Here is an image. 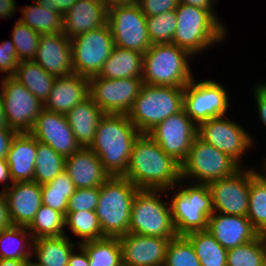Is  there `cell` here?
I'll return each mask as SVG.
<instances>
[{
    "instance_id": "cell-31",
    "label": "cell",
    "mask_w": 266,
    "mask_h": 266,
    "mask_svg": "<svg viewBox=\"0 0 266 266\" xmlns=\"http://www.w3.org/2000/svg\"><path fill=\"white\" fill-rule=\"evenodd\" d=\"M250 166L249 208L247 218L253 227L266 235V172Z\"/></svg>"
},
{
    "instance_id": "cell-2",
    "label": "cell",
    "mask_w": 266,
    "mask_h": 266,
    "mask_svg": "<svg viewBox=\"0 0 266 266\" xmlns=\"http://www.w3.org/2000/svg\"><path fill=\"white\" fill-rule=\"evenodd\" d=\"M139 134L127 114H105L88 148L100 158L110 176H124L132 146Z\"/></svg>"
},
{
    "instance_id": "cell-47",
    "label": "cell",
    "mask_w": 266,
    "mask_h": 266,
    "mask_svg": "<svg viewBox=\"0 0 266 266\" xmlns=\"http://www.w3.org/2000/svg\"><path fill=\"white\" fill-rule=\"evenodd\" d=\"M253 87V96H254V103L256 105V110L259 115V120H261V124L264 125L266 129V86L257 81Z\"/></svg>"
},
{
    "instance_id": "cell-4",
    "label": "cell",
    "mask_w": 266,
    "mask_h": 266,
    "mask_svg": "<svg viewBox=\"0 0 266 266\" xmlns=\"http://www.w3.org/2000/svg\"><path fill=\"white\" fill-rule=\"evenodd\" d=\"M193 57L173 43L152 44L144 53L143 84L184 88L195 78Z\"/></svg>"
},
{
    "instance_id": "cell-35",
    "label": "cell",
    "mask_w": 266,
    "mask_h": 266,
    "mask_svg": "<svg viewBox=\"0 0 266 266\" xmlns=\"http://www.w3.org/2000/svg\"><path fill=\"white\" fill-rule=\"evenodd\" d=\"M89 258V266H123L118 237H103L81 243Z\"/></svg>"
},
{
    "instance_id": "cell-45",
    "label": "cell",
    "mask_w": 266,
    "mask_h": 266,
    "mask_svg": "<svg viewBox=\"0 0 266 266\" xmlns=\"http://www.w3.org/2000/svg\"><path fill=\"white\" fill-rule=\"evenodd\" d=\"M19 63L12 39L0 42V72L5 73L1 77H13Z\"/></svg>"
},
{
    "instance_id": "cell-53",
    "label": "cell",
    "mask_w": 266,
    "mask_h": 266,
    "mask_svg": "<svg viewBox=\"0 0 266 266\" xmlns=\"http://www.w3.org/2000/svg\"><path fill=\"white\" fill-rule=\"evenodd\" d=\"M0 184L3 188L2 191L10 188L13 184L6 158L0 159Z\"/></svg>"
},
{
    "instance_id": "cell-39",
    "label": "cell",
    "mask_w": 266,
    "mask_h": 266,
    "mask_svg": "<svg viewBox=\"0 0 266 266\" xmlns=\"http://www.w3.org/2000/svg\"><path fill=\"white\" fill-rule=\"evenodd\" d=\"M34 239L67 235L65 216L47 205L42 204L31 224L27 227Z\"/></svg>"
},
{
    "instance_id": "cell-55",
    "label": "cell",
    "mask_w": 266,
    "mask_h": 266,
    "mask_svg": "<svg viewBox=\"0 0 266 266\" xmlns=\"http://www.w3.org/2000/svg\"><path fill=\"white\" fill-rule=\"evenodd\" d=\"M99 3H101L103 6H105L107 9L110 7L123 4V3H129L134 0H97Z\"/></svg>"
},
{
    "instance_id": "cell-27",
    "label": "cell",
    "mask_w": 266,
    "mask_h": 266,
    "mask_svg": "<svg viewBox=\"0 0 266 266\" xmlns=\"http://www.w3.org/2000/svg\"><path fill=\"white\" fill-rule=\"evenodd\" d=\"M104 115L105 113L90 97L65 115L81 147H89L93 142L98 123Z\"/></svg>"
},
{
    "instance_id": "cell-18",
    "label": "cell",
    "mask_w": 266,
    "mask_h": 266,
    "mask_svg": "<svg viewBox=\"0 0 266 266\" xmlns=\"http://www.w3.org/2000/svg\"><path fill=\"white\" fill-rule=\"evenodd\" d=\"M30 133L37 141L49 145L64 158L81 148L63 114L43 109Z\"/></svg>"
},
{
    "instance_id": "cell-13",
    "label": "cell",
    "mask_w": 266,
    "mask_h": 266,
    "mask_svg": "<svg viewBox=\"0 0 266 266\" xmlns=\"http://www.w3.org/2000/svg\"><path fill=\"white\" fill-rule=\"evenodd\" d=\"M114 46L108 23L72 38L74 74L88 78L98 75Z\"/></svg>"
},
{
    "instance_id": "cell-28",
    "label": "cell",
    "mask_w": 266,
    "mask_h": 266,
    "mask_svg": "<svg viewBox=\"0 0 266 266\" xmlns=\"http://www.w3.org/2000/svg\"><path fill=\"white\" fill-rule=\"evenodd\" d=\"M144 54L114 46L98 73L100 78H142Z\"/></svg>"
},
{
    "instance_id": "cell-48",
    "label": "cell",
    "mask_w": 266,
    "mask_h": 266,
    "mask_svg": "<svg viewBox=\"0 0 266 266\" xmlns=\"http://www.w3.org/2000/svg\"><path fill=\"white\" fill-rule=\"evenodd\" d=\"M79 0H36L44 9L59 12L64 15Z\"/></svg>"
},
{
    "instance_id": "cell-26",
    "label": "cell",
    "mask_w": 266,
    "mask_h": 266,
    "mask_svg": "<svg viewBox=\"0 0 266 266\" xmlns=\"http://www.w3.org/2000/svg\"><path fill=\"white\" fill-rule=\"evenodd\" d=\"M37 139L31 133H17L7 153L13 183L34 181Z\"/></svg>"
},
{
    "instance_id": "cell-29",
    "label": "cell",
    "mask_w": 266,
    "mask_h": 266,
    "mask_svg": "<svg viewBox=\"0 0 266 266\" xmlns=\"http://www.w3.org/2000/svg\"><path fill=\"white\" fill-rule=\"evenodd\" d=\"M68 235L42 237L33 240L32 258L41 266H68L72 251L79 244Z\"/></svg>"
},
{
    "instance_id": "cell-50",
    "label": "cell",
    "mask_w": 266,
    "mask_h": 266,
    "mask_svg": "<svg viewBox=\"0 0 266 266\" xmlns=\"http://www.w3.org/2000/svg\"><path fill=\"white\" fill-rule=\"evenodd\" d=\"M68 266H89L88 255L80 245H78L70 254Z\"/></svg>"
},
{
    "instance_id": "cell-43",
    "label": "cell",
    "mask_w": 266,
    "mask_h": 266,
    "mask_svg": "<svg viewBox=\"0 0 266 266\" xmlns=\"http://www.w3.org/2000/svg\"><path fill=\"white\" fill-rule=\"evenodd\" d=\"M148 35L152 44L172 43L177 27L175 10L146 17Z\"/></svg>"
},
{
    "instance_id": "cell-37",
    "label": "cell",
    "mask_w": 266,
    "mask_h": 266,
    "mask_svg": "<svg viewBox=\"0 0 266 266\" xmlns=\"http://www.w3.org/2000/svg\"><path fill=\"white\" fill-rule=\"evenodd\" d=\"M65 160L52 147L37 141L34 181L43 185L54 180L65 170Z\"/></svg>"
},
{
    "instance_id": "cell-41",
    "label": "cell",
    "mask_w": 266,
    "mask_h": 266,
    "mask_svg": "<svg viewBox=\"0 0 266 266\" xmlns=\"http://www.w3.org/2000/svg\"><path fill=\"white\" fill-rule=\"evenodd\" d=\"M164 266H201L192 243L185 235L170 240Z\"/></svg>"
},
{
    "instance_id": "cell-24",
    "label": "cell",
    "mask_w": 266,
    "mask_h": 266,
    "mask_svg": "<svg viewBox=\"0 0 266 266\" xmlns=\"http://www.w3.org/2000/svg\"><path fill=\"white\" fill-rule=\"evenodd\" d=\"M65 171L77 189L100 187L110 177L100 158L88 147H81L66 158Z\"/></svg>"
},
{
    "instance_id": "cell-57",
    "label": "cell",
    "mask_w": 266,
    "mask_h": 266,
    "mask_svg": "<svg viewBox=\"0 0 266 266\" xmlns=\"http://www.w3.org/2000/svg\"><path fill=\"white\" fill-rule=\"evenodd\" d=\"M5 126H7V123L4 116L3 101L0 94V127H5Z\"/></svg>"
},
{
    "instance_id": "cell-44",
    "label": "cell",
    "mask_w": 266,
    "mask_h": 266,
    "mask_svg": "<svg viewBox=\"0 0 266 266\" xmlns=\"http://www.w3.org/2000/svg\"><path fill=\"white\" fill-rule=\"evenodd\" d=\"M100 187L79 188L69 198L67 212L95 211Z\"/></svg>"
},
{
    "instance_id": "cell-22",
    "label": "cell",
    "mask_w": 266,
    "mask_h": 266,
    "mask_svg": "<svg viewBox=\"0 0 266 266\" xmlns=\"http://www.w3.org/2000/svg\"><path fill=\"white\" fill-rule=\"evenodd\" d=\"M3 193L13 225L28 227L42 206L41 185L35 181L17 182Z\"/></svg>"
},
{
    "instance_id": "cell-6",
    "label": "cell",
    "mask_w": 266,
    "mask_h": 266,
    "mask_svg": "<svg viewBox=\"0 0 266 266\" xmlns=\"http://www.w3.org/2000/svg\"><path fill=\"white\" fill-rule=\"evenodd\" d=\"M184 182L181 179L178 185L167 189L174 192L169 203L177 235L207 230L208 219L214 213L208 184Z\"/></svg>"
},
{
    "instance_id": "cell-58",
    "label": "cell",
    "mask_w": 266,
    "mask_h": 266,
    "mask_svg": "<svg viewBox=\"0 0 266 266\" xmlns=\"http://www.w3.org/2000/svg\"><path fill=\"white\" fill-rule=\"evenodd\" d=\"M33 258H30L28 260H24V266H41L40 264H38L36 261H34Z\"/></svg>"
},
{
    "instance_id": "cell-1",
    "label": "cell",
    "mask_w": 266,
    "mask_h": 266,
    "mask_svg": "<svg viewBox=\"0 0 266 266\" xmlns=\"http://www.w3.org/2000/svg\"><path fill=\"white\" fill-rule=\"evenodd\" d=\"M123 177L138 189L167 190L180 182L181 165L147 133H140L132 146Z\"/></svg>"
},
{
    "instance_id": "cell-8",
    "label": "cell",
    "mask_w": 266,
    "mask_h": 266,
    "mask_svg": "<svg viewBox=\"0 0 266 266\" xmlns=\"http://www.w3.org/2000/svg\"><path fill=\"white\" fill-rule=\"evenodd\" d=\"M183 95L182 87L143 84L127 115L140 133H148L183 109Z\"/></svg>"
},
{
    "instance_id": "cell-33",
    "label": "cell",
    "mask_w": 266,
    "mask_h": 266,
    "mask_svg": "<svg viewBox=\"0 0 266 266\" xmlns=\"http://www.w3.org/2000/svg\"><path fill=\"white\" fill-rule=\"evenodd\" d=\"M33 1V4L19 7L22 16L18 20L40 35L63 33V15L46 10Z\"/></svg>"
},
{
    "instance_id": "cell-42",
    "label": "cell",
    "mask_w": 266,
    "mask_h": 266,
    "mask_svg": "<svg viewBox=\"0 0 266 266\" xmlns=\"http://www.w3.org/2000/svg\"><path fill=\"white\" fill-rule=\"evenodd\" d=\"M11 37L18 54L19 62L34 60L37 53L40 34L21 23L18 19L14 23Z\"/></svg>"
},
{
    "instance_id": "cell-16",
    "label": "cell",
    "mask_w": 266,
    "mask_h": 266,
    "mask_svg": "<svg viewBox=\"0 0 266 266\" xmlns=\"http://www.w3.org/2000/svg\"><path fill=\"white\" fill-rule=\"evenodd\" d=\"M147 134L168 156L181 165L190 151L191 144L198 136V126L182 109L163 120Z\"/></svg>"
},
{
    "instance_id": "cell-52",
    "label": "cell",
    "mask_w": 266,
    "mask_h": 266,
    "mask_svg": "<svg viewBox=\"0 0 266 266\" xmlns=\"http://www.w3.org/2000/svg\"><path fill=\"white\" fill-rule=\"evenodd\" d=\"M11 226H13V223L10 218L6 197L2 191L0 192V231Z\"/></svg>"
},
{
    "instance_id": "cell-19",
    "label": "cell",
    "mask_w": 266,
    "mask_h": 266,
    "mask_svg": "<svg viewBox=\"0 0 266 266\" xmlns=\"http://www.w3.org/2000/svg\"><path fill=\"white\" fill-rule=\"evenodd\" d=\"M123 266H164L171 239L127 233L118 237Z\"/></svg>"
},
{
    "instance_id": "cell-15",
    "label": "cell",
    "mask_w": 266,
    "mask_h": 266,
    "mask_svg": "<svg viewBox=\"0 0 266 266\" xmlns=\"http://www.w3.org/2000/svg\"><path fill=\"white\" fill-rule=\"evenodd\" d=\"M142 85V78L109 79L96 75L89 78V93L105 114H127Z\"/></svg>"
},
{
    "instance_id": "cell-30",
    "label": "cell",
    "mask_w": 266,
    "mask_h": 266,
    "mask_svg": "<svg viewBox=\"0 0 266 266\" xmlns=\"http://www.w3.org/2000/svg\"><path fill=\"white\" fill-rule=\"evenodd\" d=\"M13 78L44 104L49 97L56 77L45 71L34 60H29L21 61L18 64Z\"/></svg>"
},
{
    "instance_id": "cell-9",
    "label": "cell",
    "mask_w": 266,
    "mask_h": 266,
    "mask_svg": "<svg viewBox=\"0 0 266 266\" xmlns=\"http://www.w3.org/2000/svg\"><path fill=\"white\" fill-rule=\"evenodd\" d=\"M240 168L241 166L229 155L197 136L181 164V179L196 184H209L233 175Z\"/></svg>"
},
{
    "instance_id": "cell-25",
    "label": "cell",
    "mask_w": 266,
    "mask_h": 266,
    "mask_svg": "<svg viewBox=\"0 0 266 266\" xmlns=\"http://www.w3.org/2000/svg\"><path fill=\"white\" fill-rule=\"evenodd\" d=\"M108 9L97 0H79L63 15V33L72 39L107 24Z\"/></svg>"
},
{
    "instance_id": "cell-46",
    "label": "cell",
    "mask_w": 266,
    "mask_h": 266,
    "mask_svg": "<svg viewBox=\"0 0 266 266\" xmlns=\"http://www.w3.org/2000/svg\"><path fill=\"white\" fill-rule=\"evenodd\" d=\"M142 13L148 16H157L162 13L175 10L178 6V0H135Z\"/></svg>"
},
{
    "instance_id": "cell-34",
    "label": "cell",
    "mask_w": 266,
    "mask_h": 266,
    "mask_svg": "<svg viewBox=\"0 0 266 266\" xmlns=\"http://www.w3.org/2000/svg\"><path fill=\"white\" fill-rule=\"evenodd\" d=\"M185 236L192 243L201 266H227V250L208 230L193 231Z\"/></svg>"
},
{
    "instance_id": "cell-51",
    "label": "cell",
    "mask_w": 266,
    "mask_h": 266,
    "mask_svg": "<svg viewBox=\"0 0 266 266\" xmlns=\"http://www.w3.org/2000/svg\"><path fill=\"white\" fill-rule=\"evenodd\" d=\"M178 3L192 5L194 7L208 10L222 23V20H220L216 9H214L215 5H217V0H178Z\"/></svg>"
},
{
    "instance_id": "cell-36",
    "label": "cell",
    "mask_w": 266,
    "mask_h": 266,
    "mask_svg": "<svg viewBox=\"0 0 266 266\" xmlns=\"http://www.w3.org/2000/svg\"><path fill=\"white\" fill-rule=\"evenodd\" d=\"M77 188L68 173L62 171L54 180L41 185L42 204L67 214L68 201Z\"/></svg>"
},
{
    "instance_id": "cell-3",
    "label": "cell",
    "mask_w": 266,
    "mask_h": 266,
    "mask_svg": "<svg viewBox=\"0 0 266 266\" xmlns=\"http://www.w3.org/2000/svg\"><path fill=\"white\" fill-rule=\"evenodd\" d=\"M175 14L177 27L172 43L194 58L228 37L226 25L208 10L179 3Z\"/></svg>"
},
{
    "instance_id": "cell-17",
    "label": "cell",
    "mask_w": 266,
    "mask_h": 266,
    "mask_svg": "<svg viewBox=\"0 0 266 266\" xmlns=\"http://www.w3.org/2000/svg\"><path fill=\"white\" fill-rule=\"evenodd\" d=\"M214 212L247 216L249 208L250 167L208 184Z\"/></svg>"
},
{
    "instance_id": "cell-12",
    "label": "cell",
    "mask_w": 266,
    "mask_h": 266,
    "mask_svg": "<svg viewBox=\"0 0 266 266\" xmlns=\"http://www.w3.org/2000/svg\"><path fill=\"white\" fill-rule=\"evenodd\" d=\"M198 137L233 158L241 167L247 151L255 147V139L233 118L221 116L198 125Z\"/></svg>"
},
{
    "instance_id": "cell-23",
    "label": "cell",
    "mask_w": 266,
    "mask_h": 266,
    "mask_svg": "<svg viewBox=\"0 0 266 266\" xmlns=\"http://www.w3.org/2000/svg\"><path fill=\"white\" fill-rule=\"evenodd\" d=\"M90 97L89 78L72 74L56 77L43 109L66 115L77 104Z\"/></svg>"
},
{
    "instance_id": "cell-40",
    "label": "cell",
    "mask_w": 266,
    "mask_h": 266,
    "mask_svg": "<svg viewBox=\"0 0 266 266\" xmlns=\"http://www.w3.org/2000/svg\"><path fill=\"white\" fill-rule=\"evenodd\" d=\"M266 262V235L227 251V266H264Z\"/></svg>"
},
{
    "instance_id": "cell-11",
    "label": "cell",
    "mask_w": 266,
    "mask_h": 266,
    "mask_svg": "<svg viewBox=\"0 0 266 266\" xmlns=\"http://www.w3.org/2000/svg\"><path fill=\"white\" fill-rule=\"evenodd\" d=\"M107 23L115 46L142 54L151 47L146 16L135 0L110 7Z\"/></svg>"
},
{
    "instance_id": "cell-5",
    "label": "cell",
    "mask_w": 266,
    "mask_h": 266,
    "mask_svg": "<svg viewBox=\"0 0 266 266\" xmlns=\"http://www.w3.org/2000/svg\"><path fill=\"white\" fill-rule=\"evenodd\" d=\"M138 190L123 176H110L100 186L95 213L105 236L119 237L128 233L132 204Z\"/></svg>"
},
{
    "instance_id": "cell-21",
    "label": "cell",
    "mask_w": 266,
    "mask_h": 266,
    "mask_svg": "<svg viewBox=\"0 0 266 266\" xmlns=\"http://www.w3.org/2000/svg\"><path fill=\"white\" fill-rule=\"evenodd\" d=\"M207 230L227 251L251 242L260 235L247 216L217 212L209 217Z\"/></svg>"
},
{
    "instance_id": "cell-32",
    "label": "cell",
    "mask_w": 266,
    "mask_h": 266,
    "mask_svg": "<svg viewBox=\"0 0 266 266\" xmlns=\"http://www.w3.org/2000/svg\"><path fill=\"white\" fill-rule=\"evenodd\" d=\"M33 238L27 227L11 226L0 231V259L32 258Z\"/></svg>"
},
{
    "instance_id": "cell-7",
    "label": "cell",
    "mask_w": 266,
    "mask_h": 266,
    "mask_svg": "<svg viewBox=\"0 0 266 266\" xmlns=\"http://www.w3.org/2000/svg\"><path fill=\"white\" fill-rule=\"evenodd\" d=\"M170 190L139 189L131 209L128 233L173 239L177 236L171 214ZM165 201V202H164Z\"/></svg>"
},
{
    "instance_id": "cell-59",
    "label": "cell",
    "mask_w": 266,
    "mask_h": 266,
    "mask_svg": "<svg viewBox=\"0 0 266 266\" xmlns=\"http://www.w3.org/2000/svg\"><path fill=\"white\" fill-rule=\"evenodd\" d=\"M262 161H263V164L261 165L262 169L266 172V157L264 160L262 159Z\"/></svg>"
},
{
    "instance_id": "cell-20",
    "label": "cell",
    "mask_w": 266,
    "mask_h": 266,
    "mask_svg": "<svg viewBox=\"0 0 266 266\" xmlns=\"http://www.w3.org/2000/svg\"><path fill=\"white\" fill-rule=\"evenodd\" d=\"M34 61L55 77L74 74L71 39L64 33L41 35Z\"/></svg>"
},
{
    "instance_id": "cell-14",
    "label": "cell",
    "mask_w": 266,
    "mask_h": 266,
    "mask_svg": "<svg viewBox=\"0 0 266 266\" xmlns=\"http://www.w3.org/2000/svg\"><path fill=\"white\" fill-rule=\"evenodd\" d=\"M0 84L7 126L17 133H30L43 110L42 102L13 77H1Z\"/></svg>"
},
{
    "instance_id": "cell-10",
    "label": "cell",
    "mask_w": 266,
    "mask_h": 266,
    "mask_svg": "<svg viewBox=\"0 0 266 266\" xmlns=\"http://www.w3.org/2000/svg\"><path fill=\"white\" fill-rule=\"evenodd\" d=\"M191 80L184 87L183 109L197 126L211 118L227 116L230 95L221 82L214 79Z\"/></svg>"
},
{
    "instance_id": "cell-56",
    "label": "cell",
    "mask_w": 266,
    "mask_h": 266,
    "mask_svg": "<svg viewBox=\"0 0 266 266\" xmlns=\"http://www.w3.org/2000/svg\"><path fill=\"white\" fill-rule=\"evenodd\" d=\"M0 266H24V260L0 259Z\"/></svg>"
},
{
    "instance_id": "cell-49",
    "label": "cell",
    "mask_w": 266,
    "mask_h": 266,
    "mask_svg": "<svg viewBox=\"0 0 266 266\" xmlns=\"http://www.w3.org/2000/svg\"><path fill=\"white\" fill-rule=\"evenodd\" d=\"M17 132L8 126L0 127V159L6 158L13 138Z\"/></svg>"
},
{
    "instance_id": "cell-38",
    "label": "cell",
    "mask_w": 266,
    "mask_h": 266,
    "mask_svg": "<svg viewBox=\"0 0 266 266\" xmlns=\"http://www.w3.org/2000/svg\"><path fill=\"white\" fill-rule=\"evenodd\" d=\"M69 229L73 237L79 238L77 243L93 241L106 237L101 230L95 211L67 212L65 215V230Z\"/></svg>"
},
{
    "instance_id": "cell-54",
    "label": "cell",
    "mask_w": 266,
    "mask_h": 266,
    "mask_svg": "<svg viewBox=\"0 0 266 266\" xmlns=\"http://www.w3.org/2000/svg\"><path fill=\"white\" fill-rule=\"evenodd\" d=\"M15 0H0V19L12 17L18 10Z\"/></svg>"
}]
</instances>
